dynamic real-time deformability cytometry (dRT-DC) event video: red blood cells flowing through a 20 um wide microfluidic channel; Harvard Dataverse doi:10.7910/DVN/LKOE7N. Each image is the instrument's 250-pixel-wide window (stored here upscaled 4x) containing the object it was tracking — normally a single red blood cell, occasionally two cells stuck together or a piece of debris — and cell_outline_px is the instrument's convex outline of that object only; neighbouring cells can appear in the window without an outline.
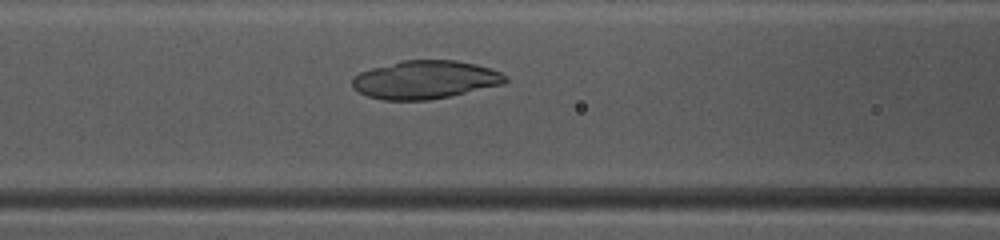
{"species": "common noctule bat (a hibernating species)", "species_latin": "Nyctalus noctula", "temperature_condition": "warm", "stored_images_in_passage": 42, "camera_frame_rate_fps": 3000, "um_per_image_px": 0.085, "animal": {"sex": "female", "body_mass_g": 10.0, "forearm_length_mm": 53.1}, "frame": {"image": 1, "passage_image": 21, "time_ms": 6.667, "image_size_px": [1000, 240], "cell_outline_px": [[508, 80], [504, 84], [448, 96], [428, 100], [384, 100], [368, 96], [352, 88], [352, 76], [360, 72], [372, 68], [404, 60], [456, 60], [476, 64], [492, 68], [508, 76]], "centroid_in_image_um": [36.15, 6.77], "position_along_channel_um": 130.5, "area_um2": 34.1}}
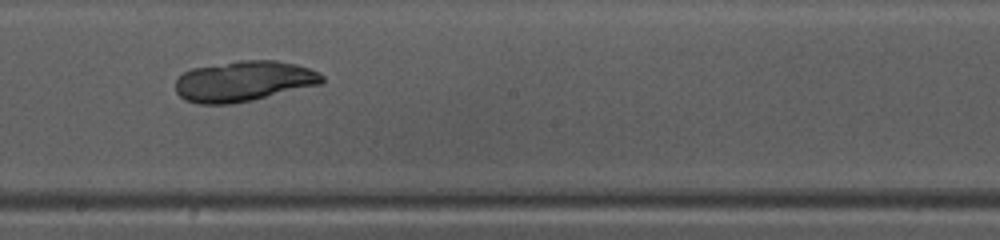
{"frame": {"image": 2, "passage_image": 28, "time_ms": 9.0, "image_size_px": [1000, 240], "cell_outline_px": [[324, 80], [320, 84], [252, 100], [232, 104], [200, 104], [184, 100], [176, 92], [176, 80], [184, 72], [192, 68], [240, 60], [276, 60], [296, 64], [320, 72], [324, 76]], "centroid_in_image_um": [20.71, 6.9], "position_along_channel_um": 227.5, "area_um2": 34.56}}
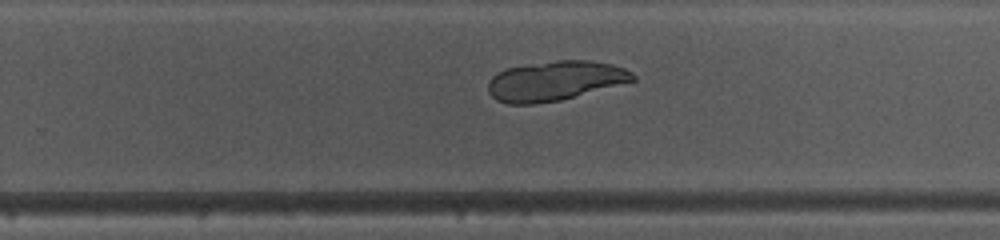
{"frame": {"image": 3, "passage_image": 32, "time_ms": 10.333, "image_size_px": [1000, 240], "cell_outline_px": [[636, 80], [560, 100], [536, 104], [508, 104], [496, 100], [488, 92], [488, 80], [496, 72], [508, 68], [556, 60], [588, 60], [612, 64], [624, 68], [632, 72], [636, 76]], "centroid_in_image_um": [47.16, 6.87], "position_along_channel_um": 282.6, "area_um2": 33.35}}